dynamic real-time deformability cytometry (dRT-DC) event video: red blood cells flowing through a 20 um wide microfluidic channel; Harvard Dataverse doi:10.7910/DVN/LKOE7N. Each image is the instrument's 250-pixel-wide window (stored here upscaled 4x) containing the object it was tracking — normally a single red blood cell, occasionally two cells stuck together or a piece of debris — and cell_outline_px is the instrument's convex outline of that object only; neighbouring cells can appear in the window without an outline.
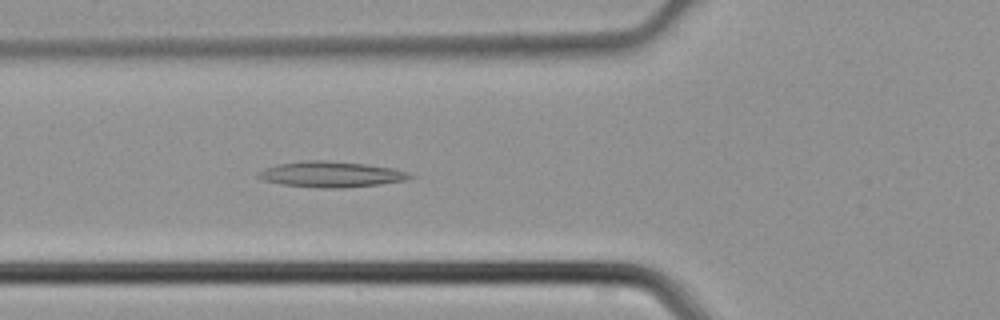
{"species": "common noctule bat (a hibernating species)", "species_latin": "Nyctalus noctula", "temperature_condition": "cold", "stored_images_in_passage": 44, "camera_frame_rate_fps": 3000, "um_per_image_px": 0.085, "animal": {"sex": "male", "body_mass_g": 21.5, "forearm_length_mm": 52.0}, "frame": {"image": 1, "passage_image": 16, "time_ms": 5.0, "image_size_px": [1000, 320], "cell_outline_px": [[416, 176], [408, 180], [380, 184], [344, 188], [320, 188], [280, 184], [264, 180], [256, 176], [256, 172], [264, 168], [276, 164], [304, 160], [324, 160], [364, 164], [392, 168], [408, 172]], "centroid_in_image_um": [28.12, 14.82], "position_along_channel_um": 97.7, "area_um2": 22.95}}
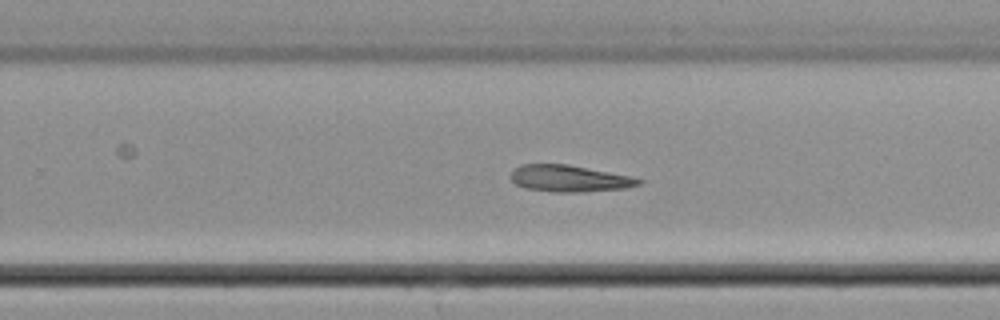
{"frame": {"image": 2, "passage_image": 28, "time_ms": 9.0, "image_size_px": [1000, 320], "cell_outline_px": [[644, 180], [640, 184], [624, 188], [584, 192], [556, 192], [524, 188], [516, 184], [512, 180], [512, 172], [520, 164], [568, 164], [632, 176]], "centroid_in_image_um": [48.42, 15.17], "position_along_channel_um": 281.4, "area_um2": 19.83}}
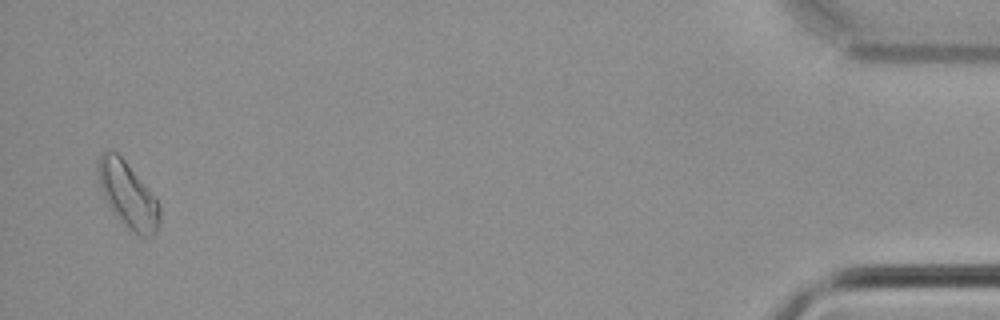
{"frame": {"image": 3, "passage_image": 43, "time_ms": 14.0, "image_size_px": [1000, 320], "cell_outline_px": [[160, 228], [152, 236], [140, 236], [128, 228], [112, 212], [104, 196], [100, 184], [96, 168], [100, 152], [116, 152], [124, 160], [160, 204]], "centroid_in_image_um": [10.87, 16.6], "position_along_channel_um": 424.3, "area_um2": 23.24}}